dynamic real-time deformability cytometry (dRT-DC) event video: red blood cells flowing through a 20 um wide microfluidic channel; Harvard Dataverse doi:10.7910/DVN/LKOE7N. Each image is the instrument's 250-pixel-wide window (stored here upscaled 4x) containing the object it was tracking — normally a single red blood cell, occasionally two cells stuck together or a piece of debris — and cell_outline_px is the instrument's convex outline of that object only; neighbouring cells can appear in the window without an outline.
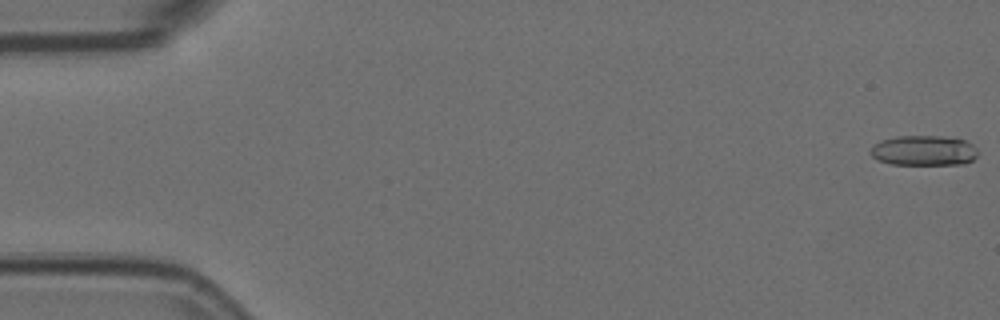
{"species": "Egyptian fruit bat (a non-hibernating species)", "species_latin": "Rousettus aegyptiacus", "temperature_condition": "room temperature", "stored_images_in_passage": 57, "camera_frame_rate_fps": 3000, "um_per_image_px": 0.085, "animal": {"sex": "female"}, "frame": {"image": 1, "passage_image": 1, "time_ms": 0.0, "image_size_px": [1000, 320], "cell_outline_px": [[976, 156], [972, 160], [964, 164], [892, 164], [880, 160], [872, 156], [868, 152], [872, 144], [880, 140], [896, 136], [940, 136], [964, 140], [972, 144], [976, 148]], "centroid_in_image_um": [78.47, 12.79], "position_along_channel_um": 6.5, "area_um2": 18.84}}
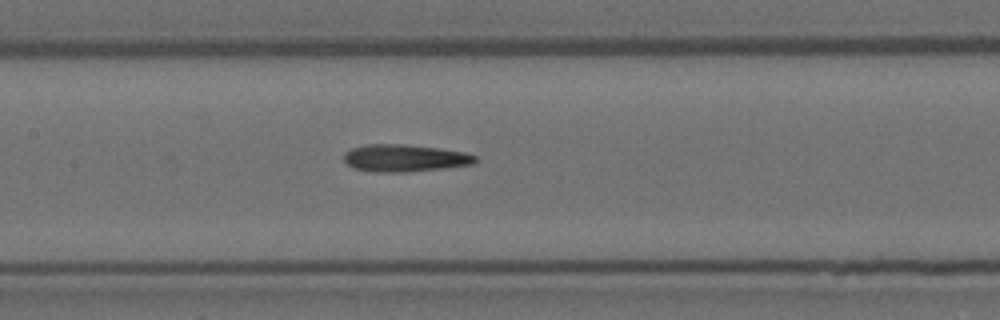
{"frame": {"image": 2, "passage_image": 27, "time_ms": 8.667, "image_size_px": [1000, 320], "cell_outline_px": [[476, 164], [444, 168], [404, 172], [376, 172], [356, 168], [348, 164], [344, 160], [344, 152], [352, 148], [368, 144], [404, 144], [440, 148], [464, 152], [476, 156]], "centroid_in_image_um": [34.42, 13.43], "position_along_channel_um": 173.0, "area_um2": 20.81}}
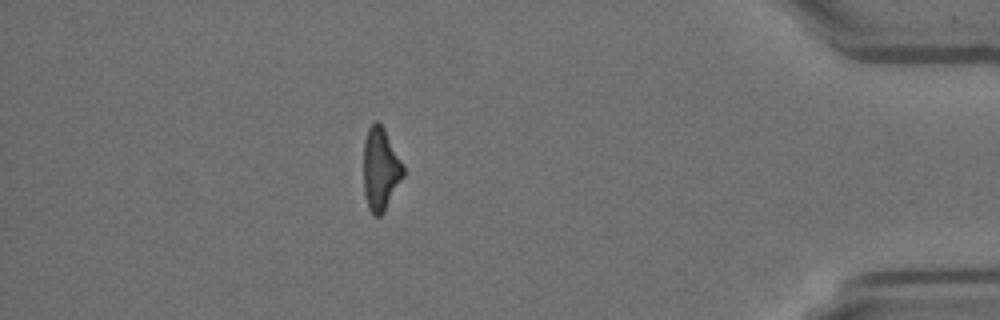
{"frame": {"image": 3, "passage_image": 50, "time_ms": 16.333, "image_size_px": [1000, 320], "cell_outline_px": [[404, 176], [384, 212], [380, 216], [372, 216], [368, 208], [364, 196], [364, 140], [368, 128], [376, 120], [384, 128], [404, 164]], "centroid_in_image_um": [32.35, 14.4], "position_along_channel_um": 402.9, "area_um2": 19.36}, "authors_computed_cell_mechanics": {"area_um2": 20.1722, "velocity_mm_per_s": 3.6077, "shape_relaxation_time_tau1_ms": null, "shape_relaxation_time_tau2_ms": 7.2195, "deformation_change_tau1": null, "deformation_change_tau2": 0.1916}}